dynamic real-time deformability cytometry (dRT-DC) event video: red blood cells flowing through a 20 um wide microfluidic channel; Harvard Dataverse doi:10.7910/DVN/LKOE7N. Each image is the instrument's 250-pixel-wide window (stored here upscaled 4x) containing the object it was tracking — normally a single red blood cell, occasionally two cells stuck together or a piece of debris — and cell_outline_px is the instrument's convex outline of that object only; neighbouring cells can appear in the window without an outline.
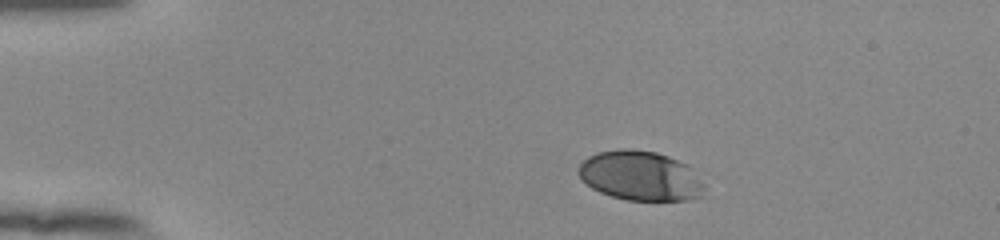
{"species": "human", "species_latin": "Homo sapiens", "temperature_condition": "room temperature", "stored_images_in_passage": 45, "camera_frame_rate_fps": 3000, "um_per_image_px": 0.085, "donor": {"sex": "female"}, "frame": {"image": 1, "passage_image": 1, "time_ms": 0.0, "image_size_px": [1000, 240], "cell_outline_px": [[704, 196], [688, 200], [624, 200], [600, 192], [592, 188], [580, 176], [580, 164], [588, 156], [596, 152], [620, 148], [632, 148], [656, 152], [668, 156], [688, 164], [692, 168], [704, 184]], "centroid_in_image_um": [54.47, 14.93], "position_along_channel_um": 30.5, "area_um2": 36.59}}
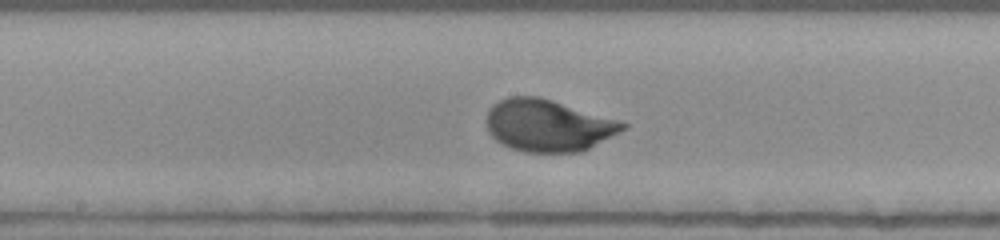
{"frame": {"image": 2, "passage_image": 20, "time_ms": 6.333, "image_size_px": [1000, 240], "cell_outline_px": [[628, 128], [580, 152], [524, 152], [512, 148], [496, 140], [488, 132], [488, 112], [500, 100], [508, 96], [540, 96], [616, 120], [628, 124]], "centroid_in_image_um": [46.59, 10.67], "position_along_channel_um": 201.6, "area_um2": 40.63}}
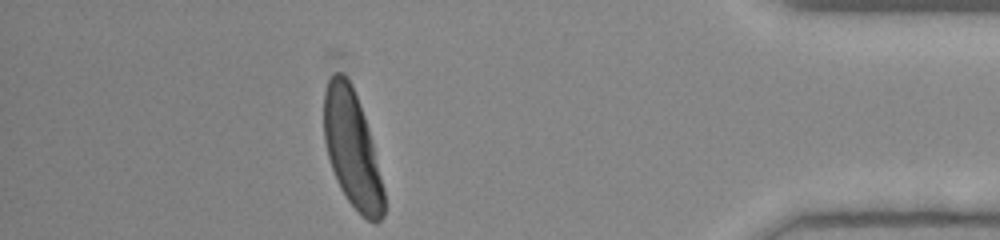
{"frame": {"image": 3, "passage_image": 39, "time_ms": 12.667, "image_size_px": [1000, 240], "cell_outline_px": [[384, 216], [376, 224], [372, 224], [348, 200], [340, 188], [336, 180], [328, 156], [324, 140], [324, 92], [328, 80], [332, 72], [344, 72], [356, 96], [364, 116], [368, 128], [384, 188]], "centroid_in_image_um": [29.92, 12.67], "position_along_channel_um": 405.3, "area_um2": 40.34}, "authors_computed_cell_mechanics": {"area_um2": 40.3444, "velocity_mm_per_s": 3.8382, "shape_relaxation_time_tau1_ms": 1.8492, "shape_relaxation_time_tau2_ms": null, "deformation_change_tau1": 0.137, "deformation_change_tau2": null}}